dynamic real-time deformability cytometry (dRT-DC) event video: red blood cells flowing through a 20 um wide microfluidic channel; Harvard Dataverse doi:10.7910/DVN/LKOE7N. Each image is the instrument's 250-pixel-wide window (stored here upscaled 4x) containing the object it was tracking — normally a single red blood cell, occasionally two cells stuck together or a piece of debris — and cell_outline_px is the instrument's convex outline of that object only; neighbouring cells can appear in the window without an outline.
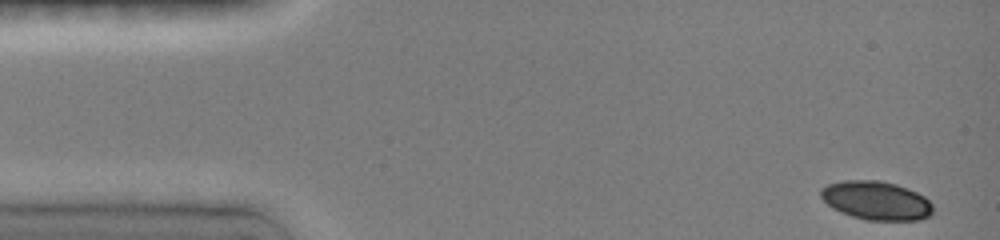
{"species": "common noctule bat (a hibernating species)", "species_latin": "Nyctalus noctula", "temperature_condition": "room temperature", "stored_images_in_passage": 5, "camera_frame_rate_fps": 3000, "um_per_image_px": 0.085, "animal": {"sex": "female", "body_mass_g": 19.0, "forearm_length_mm": 51.5}, "frame": {"image": 1, "passage_image": 1, "time_ms": 0.0, "image_size_px": [1000, 240], "cell_outline_px": [[932, 212], [928, 216], [920, 220], [864, 220], [852, 216], [832, 208], [820, 196], [820, 188], [828, 184], [844, 180], [880, 180], [896, 184], [908, 188], [924, 196], [932, 204]], "centroid_in_image_um": [74.47, 17.04], "position_along_channel_um": 10.5, "area_um2": 25.32}}
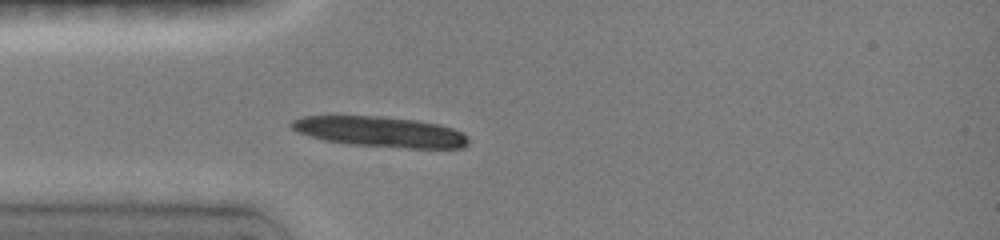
{"frame": {"image": 2, "passage_image": 5, "time_ms": 3.667, "image_size_px": [1000, 240], "cell_outline_px": [[468, 144], [464, 148], [408, 148], [348, 144], [324, 140], [308, 136], [296, 132], [288, 124], [292, 120], [300, 116], [384, 116], [416, 120], [440, 124], [452, 128], [468, 136]], "centroid_in_image_um": [32.29, 11.2], "position_along_channel_um": 52.7, "area_um2": 31.62}}